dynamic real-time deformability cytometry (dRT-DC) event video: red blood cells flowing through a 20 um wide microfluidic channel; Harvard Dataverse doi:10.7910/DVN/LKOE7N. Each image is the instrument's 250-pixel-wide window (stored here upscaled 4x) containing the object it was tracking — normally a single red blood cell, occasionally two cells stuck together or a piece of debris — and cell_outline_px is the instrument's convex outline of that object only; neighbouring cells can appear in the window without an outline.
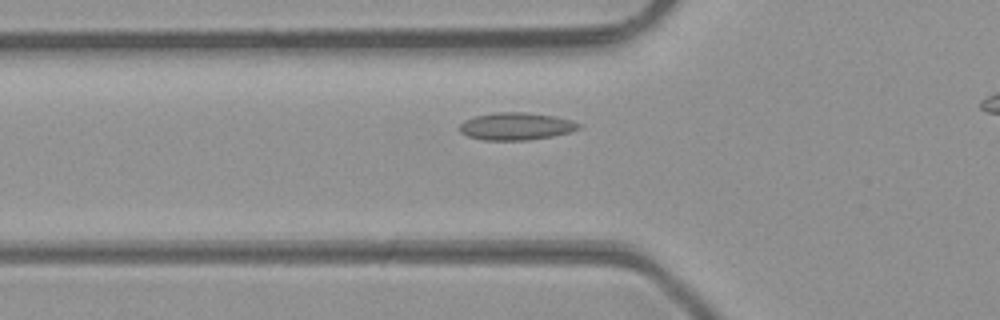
{"species": "common noctule bat (a hibernating species)", "species_latin": "Nyctalus noctula", "temperature_condition": "room temperature", "stored_images_in_passage": 33, "camera_frame_rate_fps": 3000, "um_per_image_px": 0.085, "animal": {"sex": "male", "body_mass_g": 23.1, "forearm_length_mm": 52.7}, "frame": {"image": 1, "passage_image": 6, "time_ms": 1.667, "image_size_px": [1000, 320], "cell_outline_px": [[580, 128], [568, 132], [552, 136], [524, 140], [484, 140], [468, 136], [460, 132], [460, 124], [464, 120], [476, 116], [496, 112], [524, 112], [556, 116], [572, 120], [580, 124]], "centroid_in_image_um": [43.86, 10.73], "position_along_channel_um": 81.9, "area_um2": 18.9}}
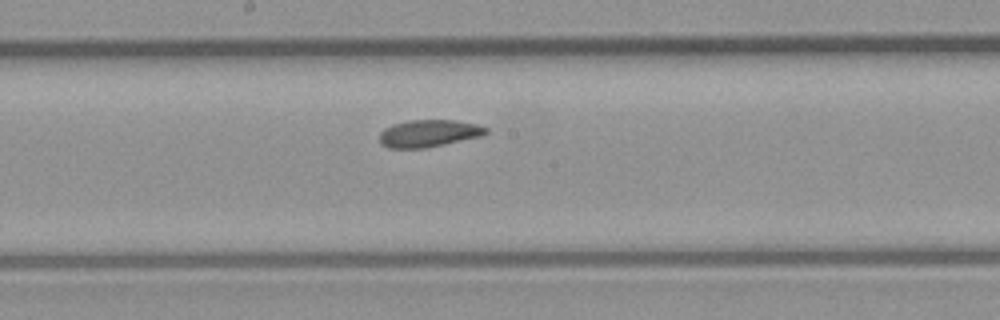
{"frame": {"image": 2, "passage_image": 15, "time_ms": 4.667, "image_size_px": [1000, 320], "cell_outline_px": [[488, 132], [480, 136], [424, 148], [388, 148], [380, 144], [380, 132], [384, 128], [392, 124], [408, 120], [452, 120], [476, 124], [488, 128]], "centroid_in_image_um": [36.39, 11.33], "position_along_channel_um": 211.8, "area_um2": 16.76}}
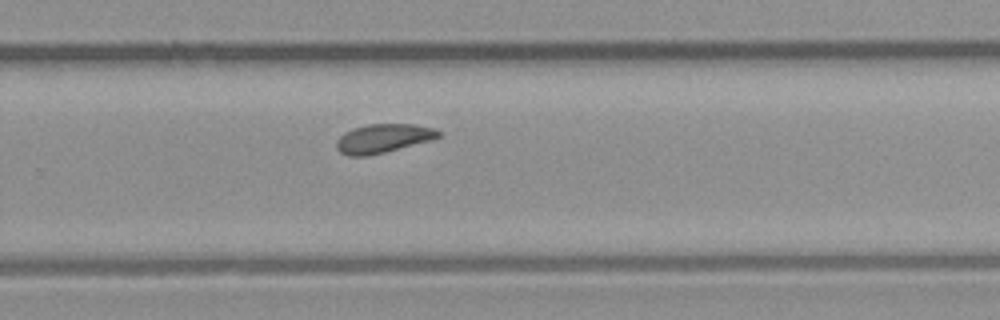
{"frame": {"image": 3, "passage_image": 21, "time_ms": 6.667, "image_size_px": [1000, 320], "cell_outline_px": [[440, 136], [432, 140], [368, 156], [348, 156], [340, 152], [336, 148], [336, 140], [344, 132], [352, 128], [368, 124], [412, 124], [432, 128], [440, 132]], "centroid_in_image_um": [32.52, 11.76], "position_along_channel_um": 297.3, "area_um2": 17.11}, "authors_computed_cell_mechanics": {"area_um2": 17.1088, "velocity_mm_per_s": 4.2939, "shape_relaxation_time_tau1_ms": null, "shape_relaxation_time_tau2_ms": 1.9418, "deformation_change_tau1": null, "deformation_change_tau2": 0.0537}}